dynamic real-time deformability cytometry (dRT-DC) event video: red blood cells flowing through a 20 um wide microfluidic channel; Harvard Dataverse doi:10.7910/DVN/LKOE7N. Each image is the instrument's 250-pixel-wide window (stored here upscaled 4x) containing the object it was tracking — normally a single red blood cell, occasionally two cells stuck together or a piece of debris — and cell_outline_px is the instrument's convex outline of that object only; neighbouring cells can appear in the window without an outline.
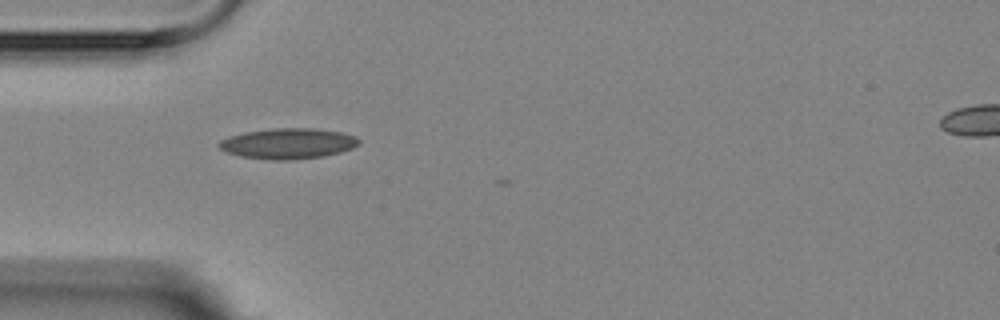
{"species": "Egyptian fruit bat (a non-hibernating species)", "species_latin": "Rousettus aegyptiacus", "temperature_condition": "room temperature", "stored_images_in_passage": 2, "camera_frame_rate_fps": 3000, "um_per_image_px": 0.085, "animal": {"sex": "female"}, "frame": {"image": 1, "passage_image": 1, "time_ms": 0.0, "image_size_px": [1000, 320], "cell_outline_px": [[360, 144], [352, 148], [340, 152], [324, 156], [288, 160], [272, 160], [240, 156], [228, 152], [220, 148], [216, 144], [220, 140], [228, 136], [244, 132], [272, 128], [316, 128], [340, 132], [356, 136], [360, 140]], "centroid_in_image_um": [24.48, 12.19], "position_along_channel_um": 60.5, "area_um2": 25.03}}
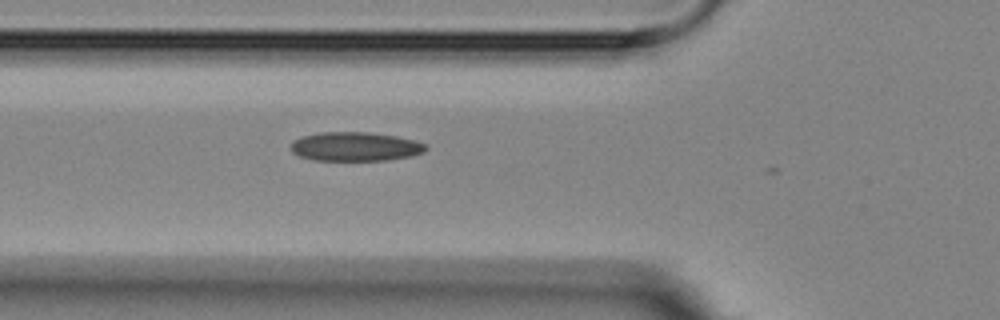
{"frame": {"image": 2, "passage_image": 2, "time_ms": 1.0, "image_size_px": [1000, 320], "cell_outline_px": [[428, 148], [424, 152], [412, 156], [388, 160], [312, 160], [300, 156], [292, 152], [292, 140], [300, 136], [320, 132], [368, 132], [396, 136], [416, 140], [428, 144]], "centroid_in_image_um": [30.23, 12.45], "position_along_channel_um": 95.6, "area_um2": 23.06}}